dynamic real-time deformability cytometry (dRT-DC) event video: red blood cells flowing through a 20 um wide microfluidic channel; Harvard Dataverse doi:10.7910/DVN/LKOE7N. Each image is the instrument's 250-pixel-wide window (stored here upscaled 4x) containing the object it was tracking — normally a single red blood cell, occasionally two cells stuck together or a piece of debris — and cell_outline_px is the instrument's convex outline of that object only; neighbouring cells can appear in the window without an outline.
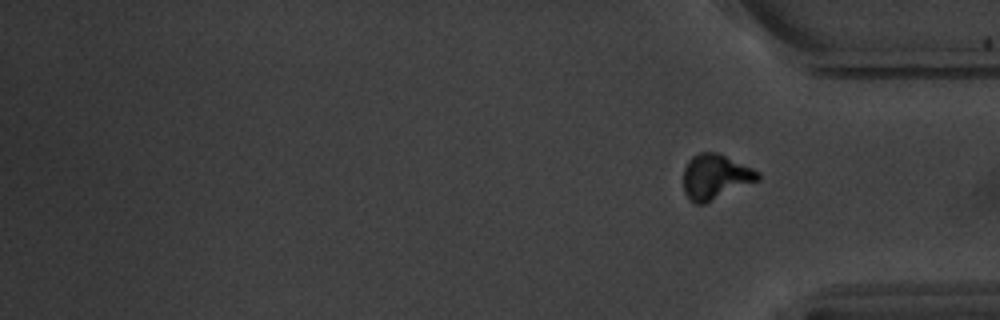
{"species": "common noctule bat (a hibernating species)", "species_latin": "Nyctalus noctula", "temperature_condition": "warm", "stored_images_in_passage": 16, "segment_of_instrument_passage": [2, 2], "camera_frame_rate_fps": 3000, "um_per_image_px": 0.085, "animal": {"sex": "male", "body_mass_g": 20.1, "forearm_length_mm": 53.5}, "frame": {"image": 1, "passage_image": 16, "time_ms": 19.0, "image_size_px": [1000, 320], "cell_outline_px": [[760, 180], [704, 204], [696, 204], [688, 200], [684, 192], [684, 168], [688, 160], [692, 156], [700, 152], [716, 152], [752, 168], [760, 172]], "centroid_in_image_um": [60.79, 15.04], "position_along_channel_um": 374.4, "area_um2": 19.59}}